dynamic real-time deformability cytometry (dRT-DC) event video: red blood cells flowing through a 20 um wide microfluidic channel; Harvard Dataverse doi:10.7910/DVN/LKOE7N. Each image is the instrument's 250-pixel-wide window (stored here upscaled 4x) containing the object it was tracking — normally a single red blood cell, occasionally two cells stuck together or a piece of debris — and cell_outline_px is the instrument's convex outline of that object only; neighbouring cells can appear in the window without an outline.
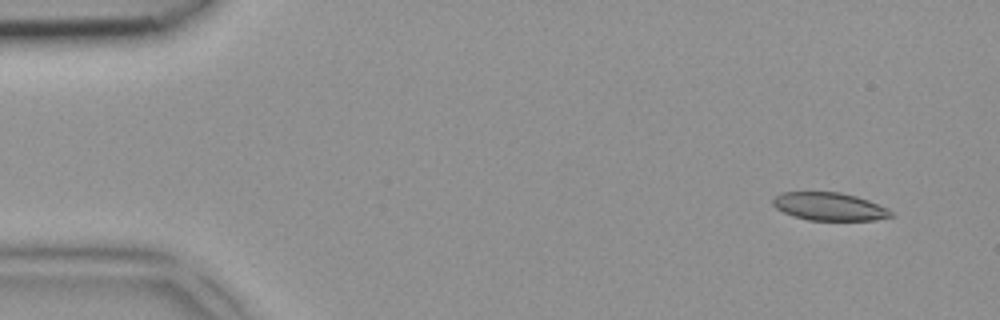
{"species": "common noctule bat (a hibernating species)", "species_latin": "Nyctalus noctula", "temperature_condition": "room temperature", "stored_images_in_passage": 4, "camera_frame_rate_fps": 3000, "um_per_image_px": 0.085, "animal": {"sex": "female", "body_mass_g": 18.4}, "frame": {"image": 1, "passage_image": 2, "time_ms": 0.333, "image_size_px": [1000, 320], "cell_outline_px": [[896, 216], [876, 220], [808, 220], [792, 216], [776, 208], [772, 204], [772, 200], [780, 192], [840, 192], [856, 196], [868, 200], [888, 208]], "centroid_in_image_um": [70.51, 17.56], "position_along_channel_um": 14.5, "area_um2": 19.36}}
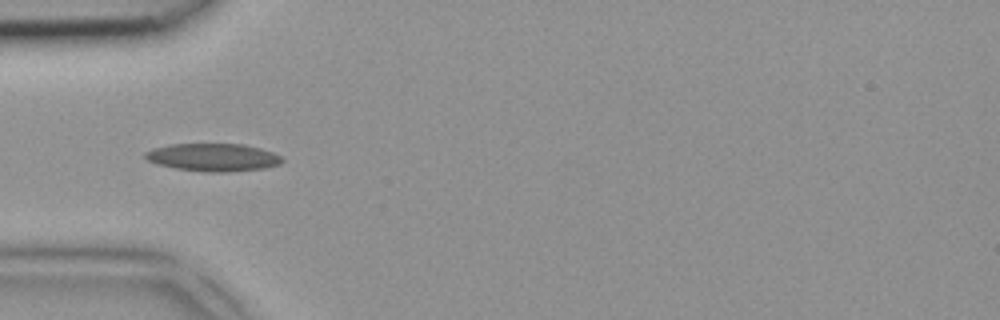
{"frame": {"image": 2, "passage_image": 4, "time_ms": 1.0, "image_size_px": [1000, 320], "cell_outline_px": [[284, 160], [280, 164], [264, 168], [228, 172], [208, 172], [176, 168], [156, 164], [148, 160], [144, 156], [144, 152], [152, 148], [168, 144], [244, 144], [260, 148], [272, 152], [280, 156]], "centroid_in_image_um": [18.09, 13.37], "position_along_channel_um": 66.9, "area_um2": 22.2}}